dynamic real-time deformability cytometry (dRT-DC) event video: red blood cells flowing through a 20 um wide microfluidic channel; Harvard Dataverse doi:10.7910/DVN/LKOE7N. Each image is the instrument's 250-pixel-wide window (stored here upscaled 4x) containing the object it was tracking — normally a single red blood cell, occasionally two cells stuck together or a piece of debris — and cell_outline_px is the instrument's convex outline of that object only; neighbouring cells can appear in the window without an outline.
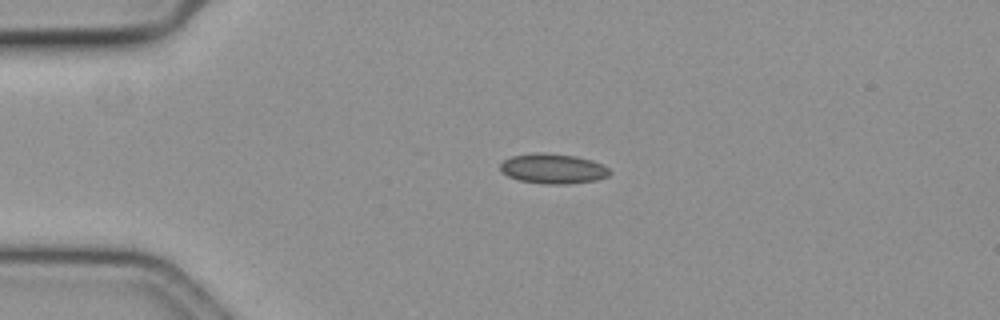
{"species": "common noctule bat (a hibernating species)", "species_latin": "Nyctalus noctula", "temperature_condition": "cold", "stored_images_in_passage": 45, "camera_frame_rate_fps": 3000, "um_per_image_px": 0.085, "animal": {"sex": "female", "body_mass_g": 19.3, "forearm_length_mm": 54.1}, "frame": {"image": 1, "passage_image": 1, "time_ms": 0.0, "image_size_px": [1000, 320], "cell_outline_px": [[612, 172], [608, 176], [596, 180], [568, 184], [544, 184], [520, 180], [508, 176], [500, 172], [500, 164], [504, 160], [512, 156], [540, 152], [576, 156], [592, 160], [608, 168]], "centroid_in_image_um": [47.0, 14.34], "position_along_channel_um": 38.0, "area_um2": 19.07}}
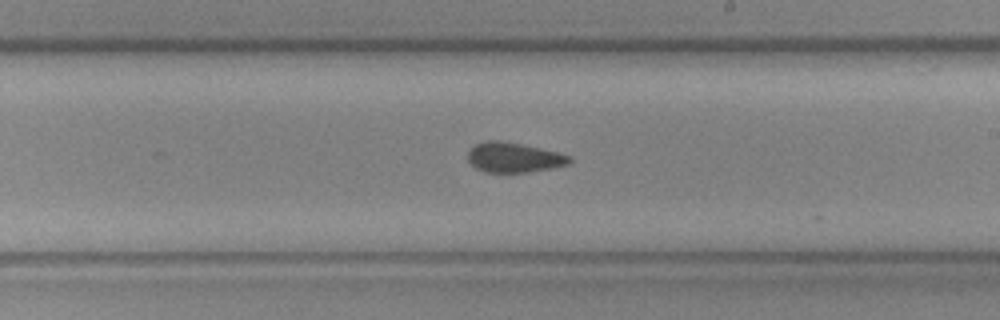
{"frame": {"image": 2, "passage_image": 21, "time_ms": 6.667, "image_size_px": [1000, 320], "cell_outline_px": [[572, 160], [568, 164], [552, 168], [528, 172], [484, 172], [476, 168], [468, 160], [468, 152], [476, 144], [488, 140], [496, 140], [520, 144], [556, 152], [568, 156]], "centroid_in_image_um": [43.65, 13.39], "position_along_channel_um": 245.4, "area_um2": 17.34}}
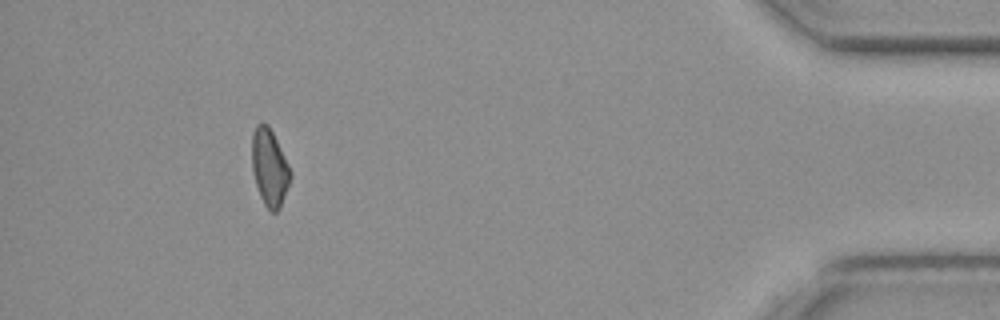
{"frame": {"image": 3, "passage_image": 40, "time_ms": 13.0, "image_size_px": [1000, 320], "cell_outline_px": [[292, 176], [280, 208], [276, 212], [272, 212], [264, 204], [260, 196], [256, 184], [252, 168], [252, 136], [256, 124], [268, 124], [292, 172]], "centroid_in_image_um": [22.91, 14.26], "position_along_channel_um": 412.3, "area_um2": 17.05}, "authors_computed_cell_mechanics": {"area_um2": 18.1492, "velocity_mm_per_s": 3.6449, "shape_relaxation_time_tau1_ms": null, "shape_relaxation_time_tau2_ms": 5.728, "deformation_change_tau1": null, "deformation_change_tau2": 0.1054}}